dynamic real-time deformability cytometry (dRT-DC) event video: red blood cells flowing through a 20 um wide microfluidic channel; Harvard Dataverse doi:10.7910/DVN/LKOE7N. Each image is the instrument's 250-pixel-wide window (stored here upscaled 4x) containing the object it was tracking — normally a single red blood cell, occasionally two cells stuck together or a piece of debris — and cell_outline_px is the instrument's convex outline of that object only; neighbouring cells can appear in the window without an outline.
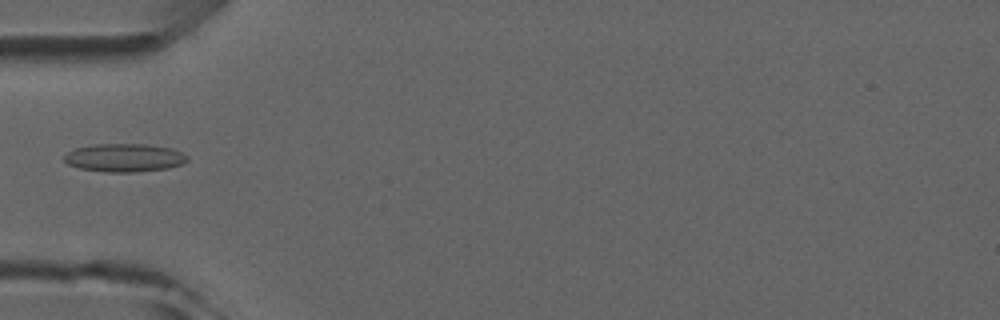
{"species": "common noctule bat (a hibernating species)", "species_latin": "Nyctalus noctula", "temperature_condition": "room temperature", "stored_images_in_passage": 6, "camera_frame_rate_fps": 3000, "um_per_image_px": 0.085, "animal": {"sex": "male", "forearm_length_mm": 52.5}, "frame": {"image": 1, "passage_image": 5, "time_ms": 4.667, "image_size_px": [1000, 320], "cell_outline_px": [[188, 160], [184, 164], [168, 168], [136, 172], [104, 172], [80, 168], [68, 164], [64, 160], [64, 156], [68, 152], [76, 148], [92, 144], [144, 144], [172, 148], [188, 156]], "centroid_in_image_um": [10.59, 13.41], "position_along_channel_um": 74.4, "area_um2": 20.29}}
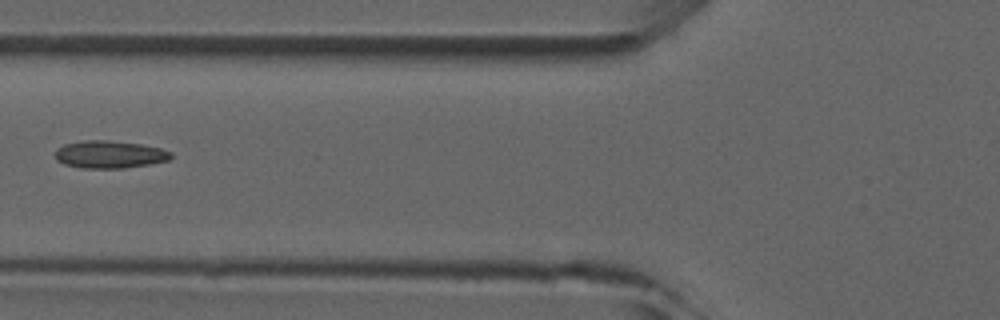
{"frame": {"image": 2, "passage_image": 6, "time_ms": 5.667, "image_size_px": [1000, 320], "cell_outline_px": [[172, 156], [168, 160], [148, 164], [124, 168], [80, 168], [64, 164], [56, 160], [56, 148], [64, 144], [84, 140], [108, 140], [140, 144], [160, 148], [172, 152]], "centroid_in_image_um": [9.28, 13.12], "position_along_channel_um": 116.5, "area_um2": 18.55}}